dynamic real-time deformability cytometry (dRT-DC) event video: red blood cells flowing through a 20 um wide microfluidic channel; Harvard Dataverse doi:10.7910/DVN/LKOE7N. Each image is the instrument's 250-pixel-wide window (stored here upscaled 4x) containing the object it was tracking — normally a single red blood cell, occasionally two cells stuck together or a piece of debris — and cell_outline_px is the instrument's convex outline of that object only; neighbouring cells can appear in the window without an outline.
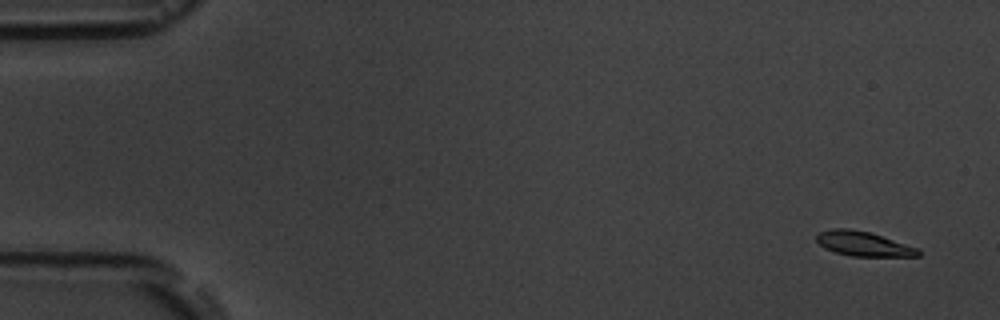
{"species": "common noctule bat (a hibernating species)", "species_latin": "Nyctalus noctula", "temperature_condition": "room temperature", "stored_images_in_passage": 5, "camera_frame_rate_fps": 3000, "um_per_image_px": 0.085, "animal": {"sex": "male", "body_mass_g": 19.5, "forearm_length_mm": 54.6}, "frame": {"image": 1, "passage_image": 1, "time_ms": 0.0, "image_size_px": [1000, 320], "cell_outline_px": [[920, 256], [852, 256], [836, 252], [824, 248], [816, 240], [816, 236], [820, 232], [832, 228], [848, 228], [872, 232], [920, 248]], "centroid_in_image_um": [73.43, 20.71], "position_along_channel_um": 11.6, "area_um2": 14.74}}
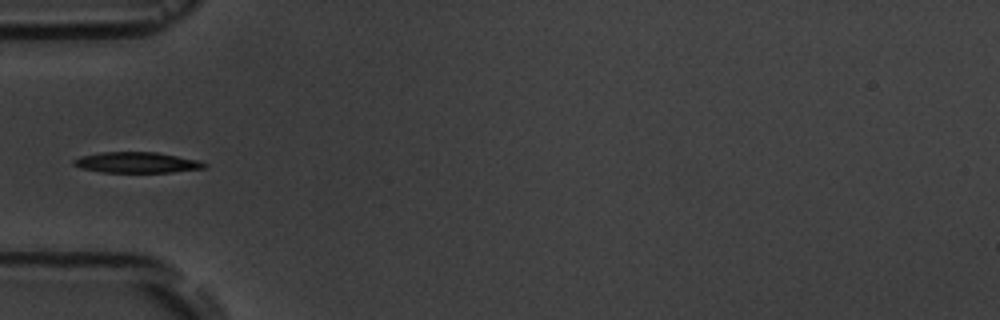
{"frame": {"image": 2, "passage_image": 5, "time_ms": 5.333, "image_size_px": [1000, 320], "cell_outline_px": [[208, 164], [204, 168], [172, 172], [100, 172], [80, 168], [72, 164], [72, 160], [80, 156], [100, 152], [156, 152], [200, 160]], "centroid_in_image_um": [11.6, 13.81], "position_along_channel_um": 73.4, "area_um2": 15.9}}